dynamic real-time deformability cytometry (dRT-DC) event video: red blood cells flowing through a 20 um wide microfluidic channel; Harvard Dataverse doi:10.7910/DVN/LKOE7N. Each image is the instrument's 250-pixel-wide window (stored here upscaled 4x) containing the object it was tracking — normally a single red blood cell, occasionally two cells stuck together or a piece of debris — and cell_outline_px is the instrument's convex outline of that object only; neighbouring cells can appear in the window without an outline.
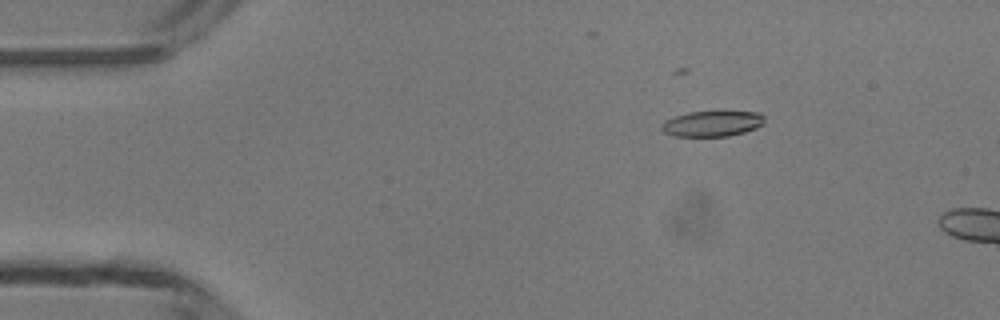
{"species": "common noctule bat (a hibernating species)", "species_latin": "Nyctalus noctula", "temperature_condition": "room temperature", "stored_images_in_passage": 3, "camera_frame_rate_fps": 3000, "um_per_image_px": 0.085, "animal": {"sex": "male", "body_mass_g": 13.3}, "frame": {"image": 1, "passage_image": 2, "time_ms": 1.333, "image_size_px": [1000, 320], "cell_outline_px": [[764, 124], [756, 128], [744, 132], [728, 136], [672, 136], [664, 132], [660, 128], [664, 120], [688, 112], [720, 108], [760, 112], [764, 116]], "centroid_in_image_um": [60.59, 10.44], "position_along_channel_um": 24.4, "area_um2": 16.36}}